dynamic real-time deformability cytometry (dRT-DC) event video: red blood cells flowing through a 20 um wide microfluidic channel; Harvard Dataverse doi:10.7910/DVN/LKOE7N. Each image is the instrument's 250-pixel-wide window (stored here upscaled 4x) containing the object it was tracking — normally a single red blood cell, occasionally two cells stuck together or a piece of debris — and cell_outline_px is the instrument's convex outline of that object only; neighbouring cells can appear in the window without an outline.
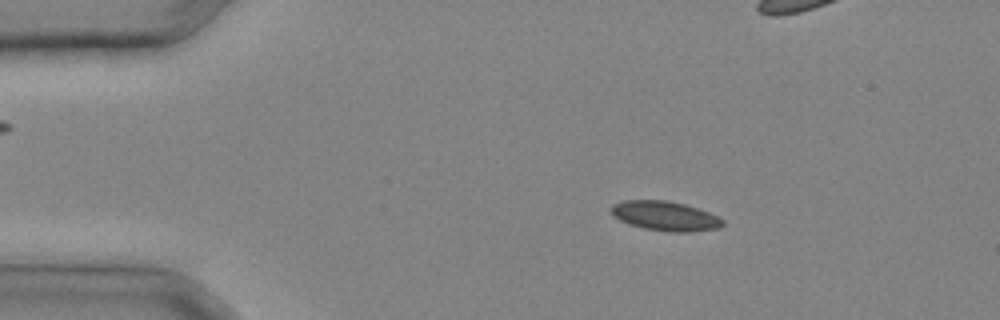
{"species": "common noctule bat (a hibernating species)", "species_latin": "Nyctalus noctula", "temperature_condition": "cold", "stored_images_in_passage": 25, "camera_frame_rate_fps": 3000, "um_per_image_px": 0.085, "animal": {"sex": "male", "body_mass_g": 20.4}, "frame": {"image": 1, "passage_image": 2, "time_ms": 0.333, "image_size_px": [1000, 320], "cell_outline_px": [[724, 224], [720, 228], [688, 232], [668, 232], [644, 228], [628, 224], [612, 216], [612, 204], [624, 200], [664, 200], [684, 204], [700, 208], [724, 220]], "centroid_in_image_um": [56.54, 18.36], "position_along_channel_um": 28.5, "area_um2": 19.25}}
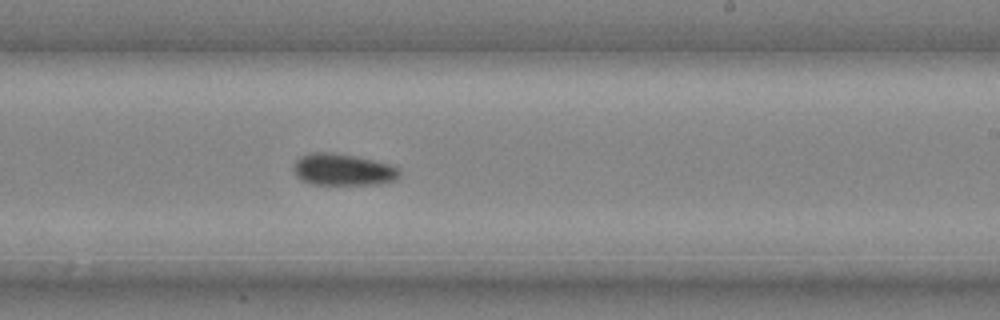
{"frame": {"image": 2, "passage_image": 16, "time_ms": 5.0, "image_size_px": [1000, 320], "cell_outline_px": [[400, 176], [396, 180], [376, 184], [308, 184], [300, 180], [296, 176], [292, 168], [292, 164], [300, 156], [308, 152], [332, 152], [356, 156], [392, 164], [400, 168]], "centroid_in_image_um": [29.12, 14.41], "position_along_channel_um": 259.9, "area_um2": 20.06}}
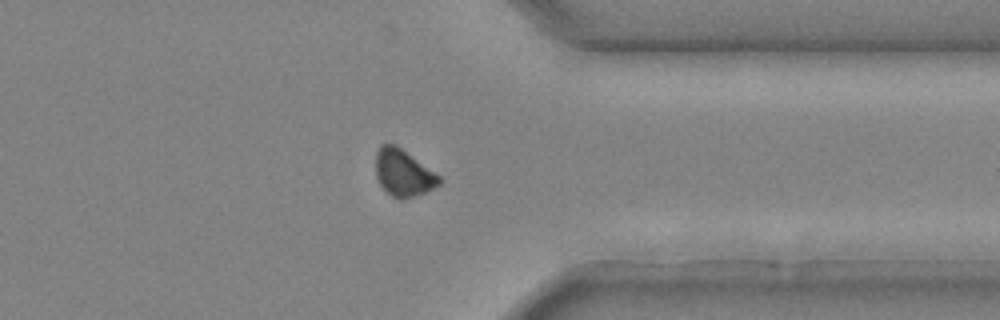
{"frame": {"image": 3, "passage_image": 22, "time_ms": 7.0, "image_size_px": [1000, 320], "cell_outline_px": [[440, 184], [424, 192], [400, 200], [392, 196], [380, 184], [376, 176], [376, 152], [380, 144], [396, 144], [440, 176]], "centroid_in_image_um": [34.25, 14.67], "position_along_channel_um": 377.1, "area_um2": 17.05}}